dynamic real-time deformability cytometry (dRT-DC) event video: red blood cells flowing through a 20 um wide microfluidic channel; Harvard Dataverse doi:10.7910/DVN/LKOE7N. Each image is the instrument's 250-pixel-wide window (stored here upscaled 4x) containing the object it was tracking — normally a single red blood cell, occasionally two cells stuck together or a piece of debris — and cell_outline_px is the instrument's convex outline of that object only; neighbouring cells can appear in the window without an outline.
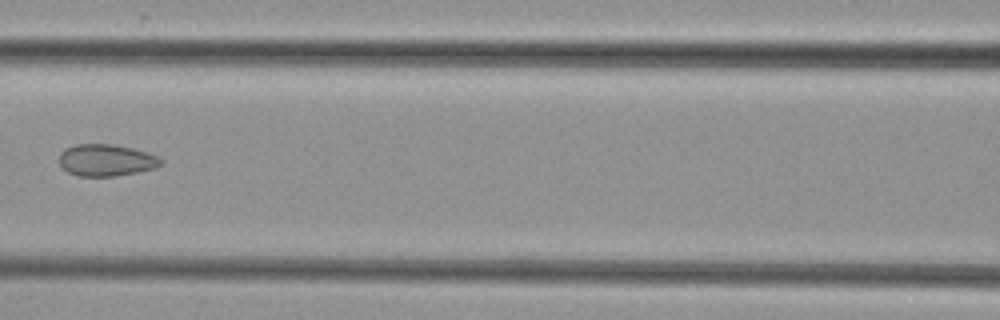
{"species": "common noctule bat (a hibernating species)", "species_latin": "Nyctalus noctula", "temperature_condition": "cold", "stored_images_in_passage": 6, "camera_frame_rate_fps": 3000, "um_per_image_px": 0.085, "animal": {"sex": "female", "body_mass_g": 29.2, "forearm_length_mm": 56.3}, "frame": {"image": 1, "passage_image": 6, "time_ms": 6.667, "image_size_px": [1000, 320], "cell_outline_px": [[160, 164], [152, 168], [136, 172], [112, 176], [76, 176], [68, 172], [60, 164], [60, 152], [64, 148], [76, 144], [116, 144], [132, 148], [156, 156], [160, 160]], "centroid_in_image_um": [8.94, 13.6], "position_along_channel_um": 157.7, "area_um2": 18.55}}